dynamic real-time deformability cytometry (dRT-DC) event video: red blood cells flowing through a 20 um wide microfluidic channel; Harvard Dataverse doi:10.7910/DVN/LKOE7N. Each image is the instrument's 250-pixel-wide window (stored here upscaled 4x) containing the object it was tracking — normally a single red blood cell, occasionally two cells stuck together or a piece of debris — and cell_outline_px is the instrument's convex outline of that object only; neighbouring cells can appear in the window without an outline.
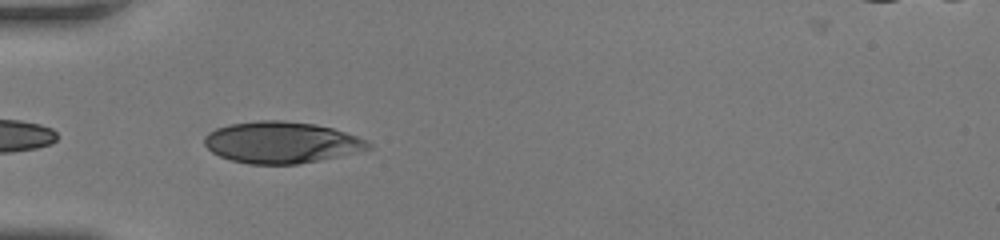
{"species": "human", "species_latin": "Homo sapiens", "temperature_condition": "room temperature", "stored_images_in_passage": 21, "camera_frame_rate_fps": 3000, "um_per_image_px": 0.085, "donor": {"sex": "female"}, "frame": {"image": 1, "passage_image": 1, "time_ms": 0.0, "image_size_px": [1000, 240], "cell_outline_px": [[372, 148], [320, 160], [296, 164], [248, 164], [232, 160], [220, 156], [212, 152], [204, 144], [204, 136], [208, 132], [216, 128], [232, 124], [260, 120], [284, 120], [316, 124], [332, 128], [356, 136], [372, 144]], "centroid_in_image_um": [23.89, 12.1], "position_along_channel_um": 61.1, "area_um2": 39.42}}
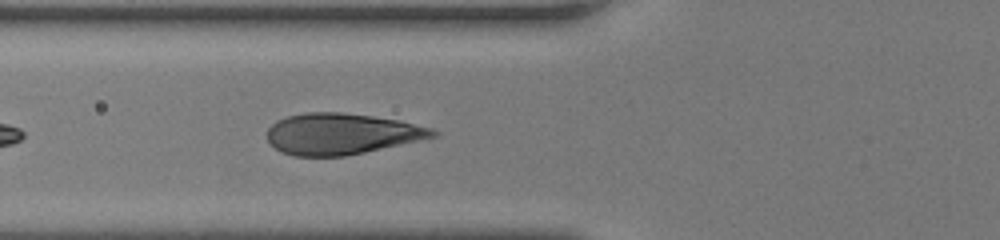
{"frame": {"image": 2, "passage_image": 4, "time_ms": 1.0, "image_size_px": [1000, 240], "cell_outline_px": [[440, 132], [436, 136], [364, 152], [344, 156], [292, 156], [280, 152], [268, 140], [268, 128], [276, 120], [288, 116], [308, 112], [340, 112], [372, 116], [400, 120], [432, 128]], "centroid_in_image_um": [29.01, 11.37], "position_along_channel_um": 96.8, "area_um2": 39.48}}
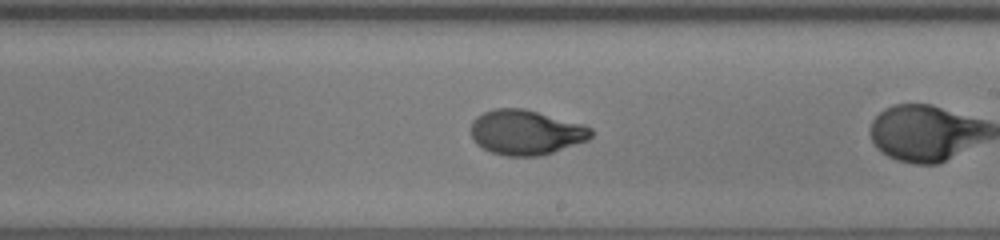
{"frame": {"image": 3, "passage_image": 12, "time_ms": 3.667, "image_size_px": [1000, 240], "cell_outline_px": [[592, 136], [588, 140], [540, 156], [508, 156], [492, 152], [476, 144], [472, 136], [472, 120], [476, 116], [492, 108], [524, 108], [584, 124], [592, 128]], "centroid_in_image_um": [44.71, 11.23], "position_along_channel_um": 244.3, "area_um2": 31.44}}